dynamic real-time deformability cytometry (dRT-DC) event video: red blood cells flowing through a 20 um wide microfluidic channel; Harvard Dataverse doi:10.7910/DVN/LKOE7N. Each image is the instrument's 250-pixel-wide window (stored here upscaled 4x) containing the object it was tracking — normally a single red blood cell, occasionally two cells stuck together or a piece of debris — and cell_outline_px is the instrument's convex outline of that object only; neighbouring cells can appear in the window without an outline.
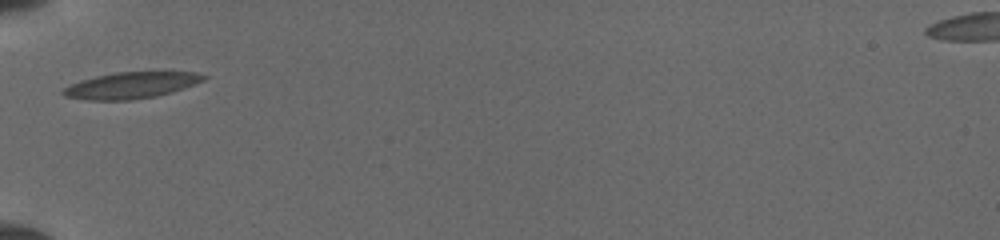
{"species": "common noctule bat (a hibernating species)", "species_latin": "Nyctalus noctula", "temperature_condition": "cold", "stored_images_in_passage": 17, "camera_frame_rate_fps": 3000, "um_per_image_px": 0.085, "animal": {"sex": "female", "body_mass_g": 19.5, "forearm_length_mm": 54.1}, "frame": {"image": 1, "passage_image": 1, "time_ms": 0.0, "image_size_px": [1000, 240], "cell_outline_px": [[208, 76], [204, 80], [184, 88], [172, 92], [156, 96], [128, 100], [88, 100], [64, 96], [60, 92], [64, 88], [80, 80], [96, 76], [116, 72], [196, 72]], "centroid_in_image_um": [11.14, 7.25], "position_along_channel_um": 73.9, "area_um2": 21.44}}
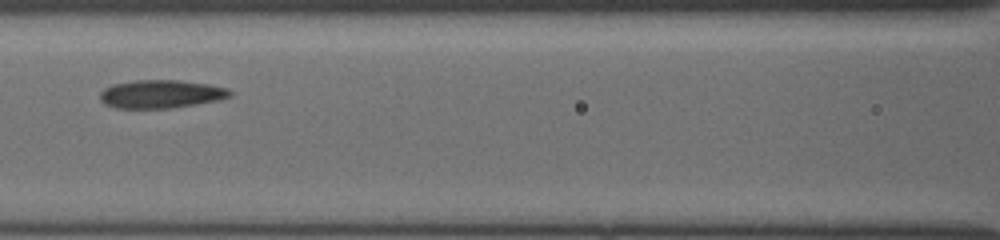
{"frame": {"image": 2, "passage_image": 10, "time_ms": 2.0, "image_size_px": [1000, 240], "cell_outline_px": [[232, 96], [220, 100], [196, 104], [168, 108], [116, 108], [104, 104], [100, 100], [100, 92], [104, 88], [112, 84], [136, 80], [180, 80], [208, 84], [228, 88], [232, 92]], "centroid_in_image_um": [13.68, 7.99], "position_along_channel_um": 152.9, "area_um2": 21.5}}
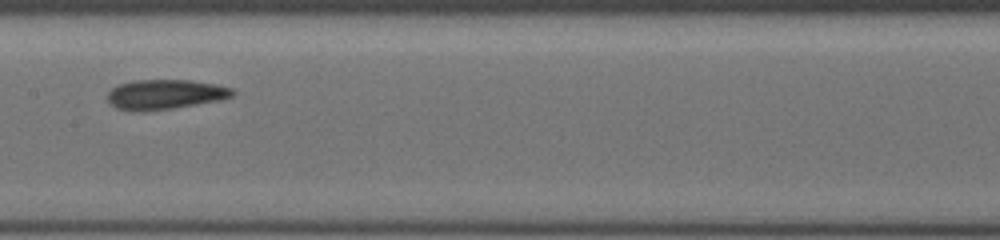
{"frame": {"image": 3, "passage_image": 15, "time_ms": 3.0, "image_size_px": [1000, 240], "cell_outline_px": [[236, 92], [232, 96], [220, 100], [172, 108], [144, 112], [116, 108], [108, 100], [108, 92], [112, 88], [120, 84], [132, 80], [192, 80], [216, 84], [236, 88]], "centroid_in_image_um": [14.08, 8.01], "position_along_channel_um": 193.3, "area_um2": 21.79}}